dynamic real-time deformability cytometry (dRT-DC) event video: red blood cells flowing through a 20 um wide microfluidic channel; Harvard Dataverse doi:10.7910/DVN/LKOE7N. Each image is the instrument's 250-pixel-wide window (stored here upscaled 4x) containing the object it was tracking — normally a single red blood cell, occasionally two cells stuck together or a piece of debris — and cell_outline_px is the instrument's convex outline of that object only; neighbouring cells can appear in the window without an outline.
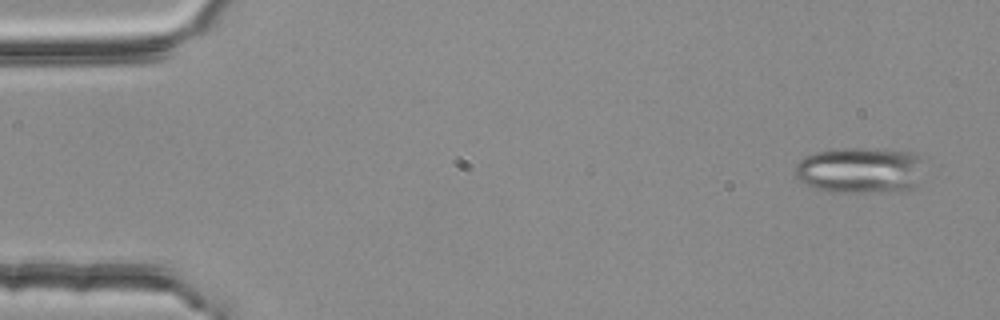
{"species": "common noctule bat (a hibernating species)", "species_latin": "Nyctalus noctula", "temperature_condition": "room temperature", "stored_images_in_passage": 4, "camera_frame_rate_fps": 3000, "um_per_image_px": 0.085, "animal": {"sex": "female", "body_mass_g": 25.1}, "frame": {"image": 1, "passage_image": 1, "time_ms": 0.0, "image_size_px": [1000, 320], "cell_outline_px": [[920, 160], [916, 184], [912, 188], [904, 192], [828, 192], [812, 188], [804, 184], [796, 176], [796, 164], [804, 156], [816, 152], [840, 148], [868, 148], [912, 152], [920, 156]], "centroid_in_image_um": [73.05, 14.48], "position_along_channel_um": 11.9, "area_um2": 34.74}}